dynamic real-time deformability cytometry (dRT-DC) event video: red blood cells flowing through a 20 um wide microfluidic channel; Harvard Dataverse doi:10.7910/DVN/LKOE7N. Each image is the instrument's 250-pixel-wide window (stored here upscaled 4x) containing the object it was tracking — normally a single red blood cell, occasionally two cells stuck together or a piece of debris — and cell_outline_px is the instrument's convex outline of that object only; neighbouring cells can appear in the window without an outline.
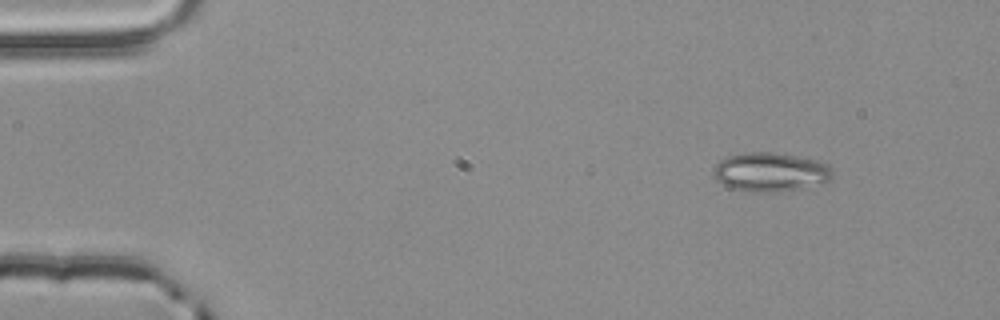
{"species": "common noctule bat (a hibernating species)", "species_latin": "Nyctalus noctula", "temperature_condition": "room temperature", "stored_images_in_passage": 49, "camera_frame_rate_fps": 3000, "um_per_image_px": 0.085, "animal": {"sex": "male", "body_mass_g": 20.4}, "frame": {"image": 1, "passage_image": 1, "time_ms": 0.0, "image_size_px": [1000, 320], "cell_outline_px": [[832, 180], [796, 188], [772, 192], [748, 192], [728, 188], [716, 180], [712, 168], [720, 160], [728, 156], [744, 152], [772, 152], [796, 156], [816, 160], [828, 164], [832, 168]], "centroid_in_image_um": [65.43, 14.61], "position_along_channel_um": 19.6, "area_um2": 26.99}}
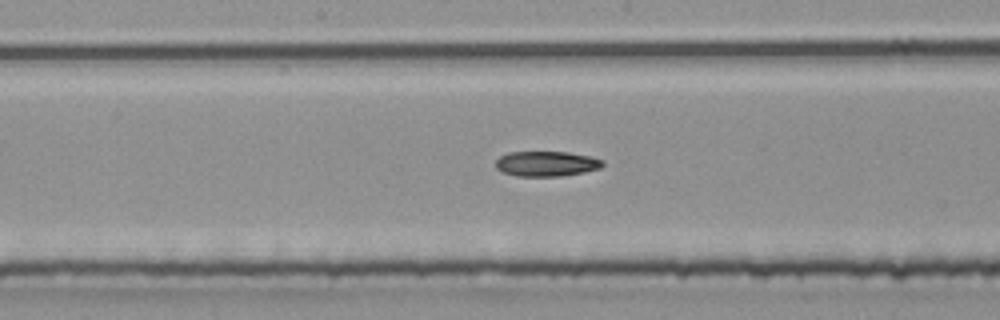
{"frame": {"image": 2, "passage_image": 23, "time_ms": 7.333, "image_size_px": [1000, 320], "cell_outline_px": [[604, 164], [600, 168], [584, 172], [560, 176], [516, 176], [504, 172], [496, 168], [496, 160], [500, 156], [508, 152], [568, 152], [588, 156], [600, 160]], "centroid_in_image_um": [46.41, 13.92], "position_along_channel_um": 201.8, "area_um2": 15.49}}
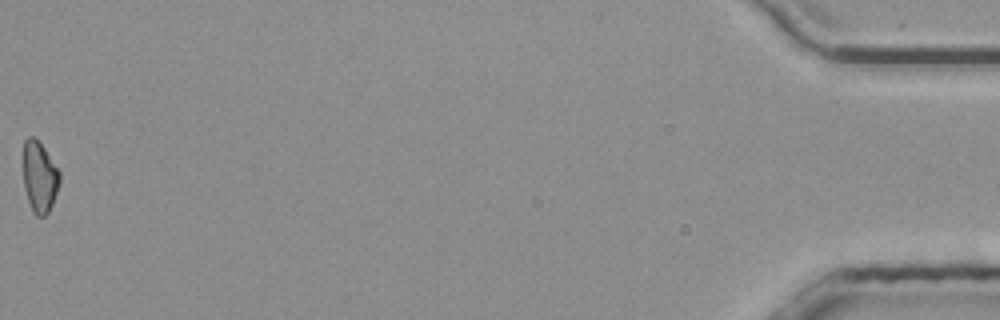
{"frame": {"image": 3, "passage_image": 49, "time_ms": 16.0, "image_size_px": [1000, 320], "cell_outline_px": [[60, 184], [52, 204], [48, 212], [44, 216], [36, 216], [32, 212], [24, 188], [24, 140], [28, 136], [32, 136], [44, 148], [60, 172]], "centroid_in_image_um": [3.37, 15.07], "position_along_channel_um": 431.8, "area_um2": 14.91}}